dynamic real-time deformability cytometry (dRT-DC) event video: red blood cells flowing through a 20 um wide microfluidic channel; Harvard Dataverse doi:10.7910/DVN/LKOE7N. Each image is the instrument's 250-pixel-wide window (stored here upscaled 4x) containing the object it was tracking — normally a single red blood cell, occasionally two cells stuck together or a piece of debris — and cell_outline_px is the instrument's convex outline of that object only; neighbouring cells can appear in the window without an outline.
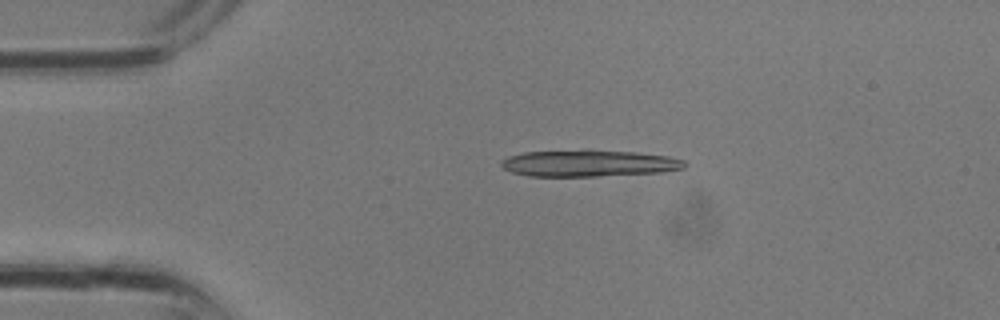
{"species": "common noctule bat (a hibernating species)", "species_latin": "Nyctalus noctula", "temperature_condition": "room temperature", "stored_images_in_passage": 2, "camera_frame_rate_fps": 3000, "um_per_image_px": 0.085, "animal": {"sex": "male", "body_mass_g": 13.3}, "frame": {"image": 1, "passage_image": 2, "time_ms": 0.333, "image_size_px": [1000, 320], "cell_outline_px": [[684, 168], [660, 172], [596, 176], [528, 176], [512, 172], [504, 168], [500, 164], [500, 160], [508, 156], [524, 152], [636, 152], [668, 156], [684, 160]], "centroid_in_image_um": [50.02, 13.91], "position_along_channel_um": 35.0, "area_um2": 27.34}}